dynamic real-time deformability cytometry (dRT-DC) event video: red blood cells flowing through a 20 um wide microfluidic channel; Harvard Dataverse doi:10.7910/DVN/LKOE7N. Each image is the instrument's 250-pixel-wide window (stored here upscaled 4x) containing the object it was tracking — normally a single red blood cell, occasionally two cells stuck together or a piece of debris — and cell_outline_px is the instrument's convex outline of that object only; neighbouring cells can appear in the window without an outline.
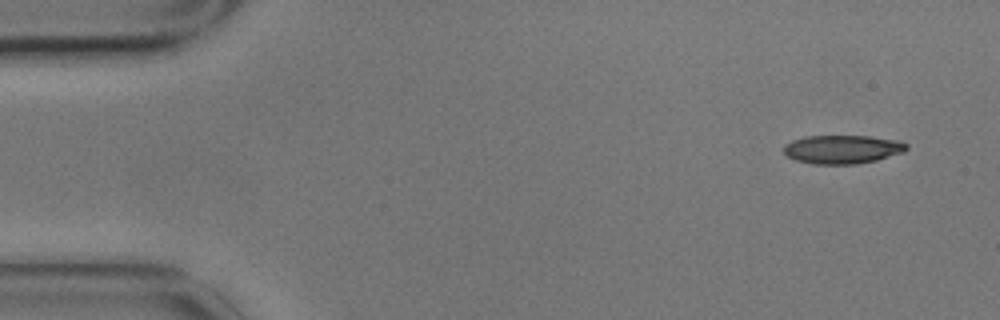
{"species": "common noctule bat (a hibernating species)", "species_latin": "Nyctalus noctula", "temperature_condition": "cold", "stored_images_in_passage": 6, "camera_frame_rate_fps": 3000, "um_per_image_px": 0.085, "animal": {"sex": "male", "body_mass_g": 17.9}, "frame": {"image": 1, "passage_image": 1, "time_ms": 0.0, "image_size_px": [1000, 320], "cell_outline_px": [[908, 148], [904, 152], [876, 160], [856, 164], [816, 164], [796, 160], [788, 156], [784, 152], [784, 144], [792, 140], [804, 136], [872, 136], [900, 140], [908, 144]], "centroid_in_image_um": [71.63, 12.68], "position_along_channel_um": 13.4, "area_um2": 20.58}}